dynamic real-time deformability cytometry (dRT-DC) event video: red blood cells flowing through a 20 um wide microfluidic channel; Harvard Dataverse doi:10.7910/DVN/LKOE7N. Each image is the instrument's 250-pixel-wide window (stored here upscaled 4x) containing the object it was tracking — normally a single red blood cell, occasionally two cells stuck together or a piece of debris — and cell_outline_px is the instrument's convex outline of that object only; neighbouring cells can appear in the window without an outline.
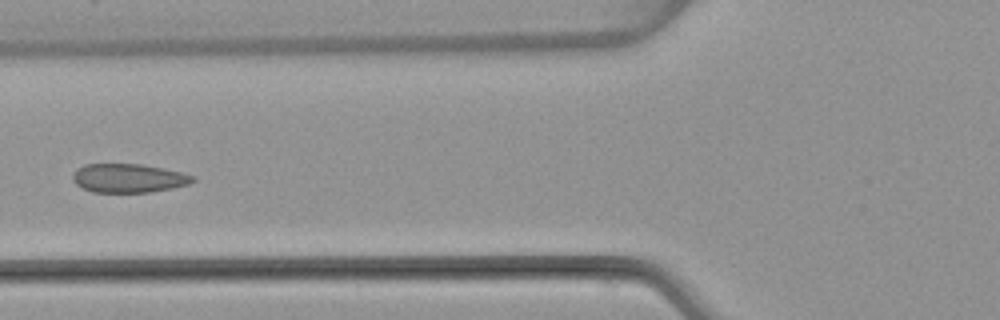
{"species": "common noctule bat (a hibernating species)", "species_latin": "Nyctalus noctula", "temperature_condition": "warm", "stored_images_in_passage": 6, "camera_frame_rate_fps": 3000, "um_per_image_px": 0.085, "animal": {"sex": "female", "body_mass_g": 22.7, "forearm_length_mm": 54.2}, "frame": {"image": 1, "passage_image": 6, "time_ms": 6.333, "image_size_px": [1000, 320], "cell_outline_px": [[196, 180], [188, 184], [172, 188], [152, 192], [92, 192], [76, 184], [72, 180], [72, 176], [76, 168], [84, 164], [140, 164], [164, 168], [196, 176]], "centroid_in_image_um": [10.92, 15.14], "position_along_channel_um": 114.9, "area_um2": 20.23}}